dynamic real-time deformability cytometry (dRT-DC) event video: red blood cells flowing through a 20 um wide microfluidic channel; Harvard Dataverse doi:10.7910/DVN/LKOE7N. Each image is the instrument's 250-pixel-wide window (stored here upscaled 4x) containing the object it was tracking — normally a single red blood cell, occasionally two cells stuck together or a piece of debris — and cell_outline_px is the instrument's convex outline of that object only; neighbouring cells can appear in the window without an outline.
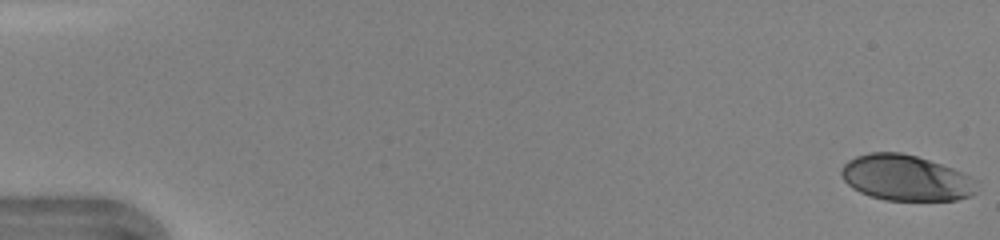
{"species": "human", "species_latin": "Homo sapiens", "temperature_condition": "warm", "stored_images_in_passage": 47, "camera_frame_rate_fps": 3000, "um_per_image_px": 0.085, "donor": {"sex": "female"}, "frame": {"image": 1, "passage_image": 1, "time_ms": 0.0, "image_size_px": [1000, 240], "cell_outline_px": [[976, 180], [972, 196], [956, 200], [884, 200], [860, 192], [852, 188], [844, 180], [840, 172], [840, 168], [848, 160], [856, 156], [868, 152], [900, 152], [916, 156], [952, 168]], "centroid_in_image_um": [76.94, 15.12], "position_along_channel_um": 8.1, "area_um2": 35.84}}
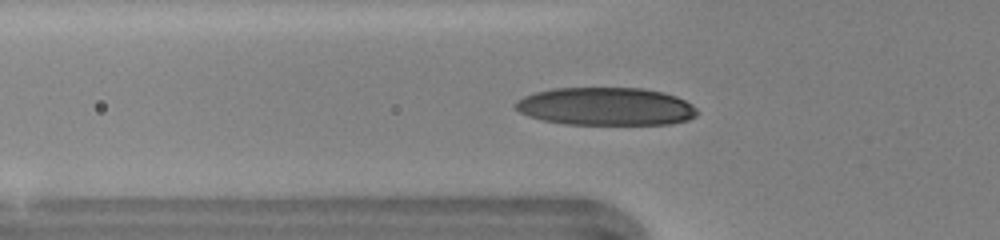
{"frame": {"image": 2, "passage_image": 17, "time_ms": 5.333, "image_size_px": [1000, 240], "cell_outline_px": [[696, 116], [688, 120], [672, 124], [564, 124], [544, 120], [528, 116], [520, 112], [512, 104], [516, 100], [524, 96], [536, 92], [552, 88], [644, 88], [664, 92], [676, 96], [692, 104], [696, 108]], "centroid_in_image_um": [51.49, 9.04], "position_along_channel_um": 74.3, "area_um2": 40.34}}
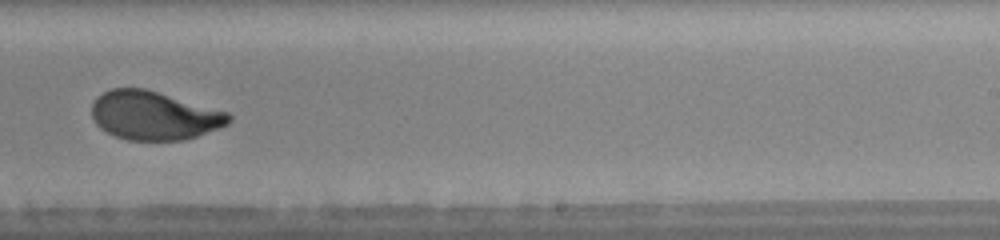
{"frame": {"image": 3, "passage_image": 31, "time_ms": 10.0, "image_size_px": [1000, 240], "cell_outline_px": [[232, 120], [228, 124], [220, 128], [184, 140], [128, 140], [116, 136], [100, 128], [96, 124], [92, 116], [92, 104], [96, 96], [112, 88], [144, 88], [228, 112], [232, 116]], "centroid_in_image_um": [13.09, 9.82], "position_along_channel_um": 275.9, "area_um2": 38.78}, "authors_computed_cell_mechanics": {"area_um2": 39.4196, "velocity_mm_per_s": 4.3034, "shape_relaxation_time_tau1_ms": 3.2107, "shape_relaxation_time_tau2_ms": null, "deformation_change_tau1": 0.166, "deformation_change_tau2": null}}